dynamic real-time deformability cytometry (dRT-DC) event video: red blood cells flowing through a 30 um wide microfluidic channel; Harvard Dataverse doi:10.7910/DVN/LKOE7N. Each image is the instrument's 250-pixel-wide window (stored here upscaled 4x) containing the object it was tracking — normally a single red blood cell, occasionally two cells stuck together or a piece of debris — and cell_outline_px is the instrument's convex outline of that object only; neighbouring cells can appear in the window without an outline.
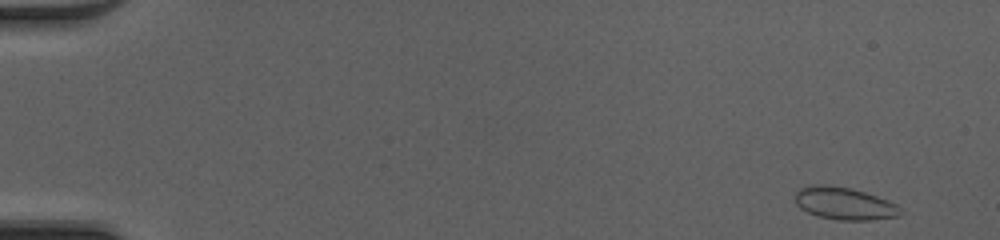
{"species": "common noctule bat (a hibernating species)", "species_latin": "Nyctalus noctula", "temperature_condition": "cold", "stored_images_in_passage": 48, "camera_frame_rate_fps": 3000, "um_per_image_px": 0.085, "animal": {"sex": "female", "body_mass_g": 20.0, "forearm_length_mm": 54.0}, "frame": {"image": 1, "passage_image": 1, "time_ms": 0.0, "image_size_px": [1000, 240], "cell_outline_px": [[904, 212], [900, 216], [872, 220], [836, 220], [816, 216], [800, 208], [796, 204], [796, 192], [800, 188], [808, 184], [824, 184], [852, 188], [888, 200], [896, 204]], "centroid_in_image_um": [71.77, 17.3], "position_along_channel_um": 13.2, "area_um2": 20.17}}
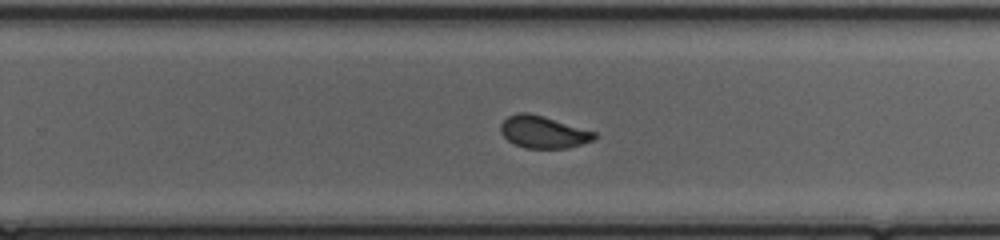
{"frame": {"image": 2, "passage_image": 31, "time_ms": 10.0, "image_size_px": [1000, 240], "cell_outline_px": [[600, 136], [592, 140], [568, 148], [524, 148], [508, 140], [500, 132], [500, 124], [508, 116], [520, 112], [528, 112], [544, 116], [596, 132]], "centroid_in_image_um": [46.18, 11.22], "position_along_channel_um": 283.6, "area_um2": 17.57}}
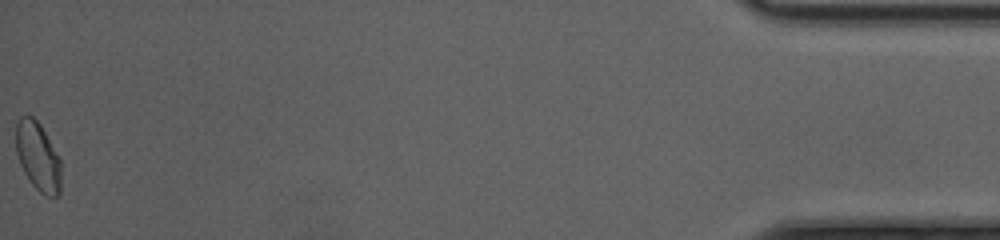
{"frame": {"image": 3, "passage_image": 48, "time_ms": 15.667, "image_size_px": [1000, 240], "cell_outline_px": [[60, 192], [56, 196], [44, 196], [32, 184], [24, 172], [20, 164], [16, 152], [16, 124], [20, 116], [32, 116], [40, 124], [60, 156]], "centroid_in_image_um": [3.23, 13.29], "position_along_channel_um": 432.0, "area_um2": 18.09}}